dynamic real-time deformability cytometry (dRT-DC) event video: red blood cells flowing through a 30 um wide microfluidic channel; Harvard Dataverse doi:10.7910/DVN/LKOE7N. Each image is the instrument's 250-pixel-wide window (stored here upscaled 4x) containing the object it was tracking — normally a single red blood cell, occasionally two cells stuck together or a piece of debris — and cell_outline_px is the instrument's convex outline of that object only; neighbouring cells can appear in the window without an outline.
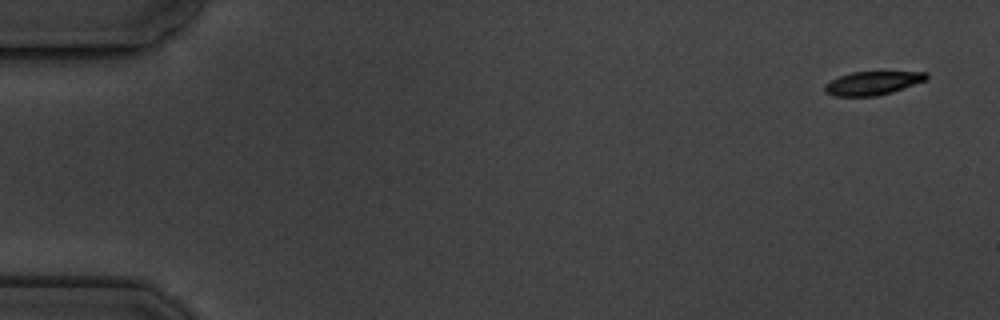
{"species": "common noctule bat (a hibernating species)", "species_latin": "Nyctalus noctula", "temperature_condition": "cold", "stored_images_in_passage": 11, "camera_frame_rate_fps": 3000, "um_per_image_px": 0.085, "animal": {"sex": "male", "body_mass_g": 19.5, "forearm_length_mm": 54.6}, "frame": {"image": 1, "passage_image": 1, "time_ms": 0.0, "image_size_px": [1000, 320], "cell_outline_px": [[928, 76], [924, 80], [892, 92], [876, 96], [836, 96], [824, 92], [824, 84], [840, 76], [852, 72], [928, 72]], "centroid_in_image_um": [74.12, 7.07], "position_along_channel_um": 10.9, "area_um2": 13.7}}
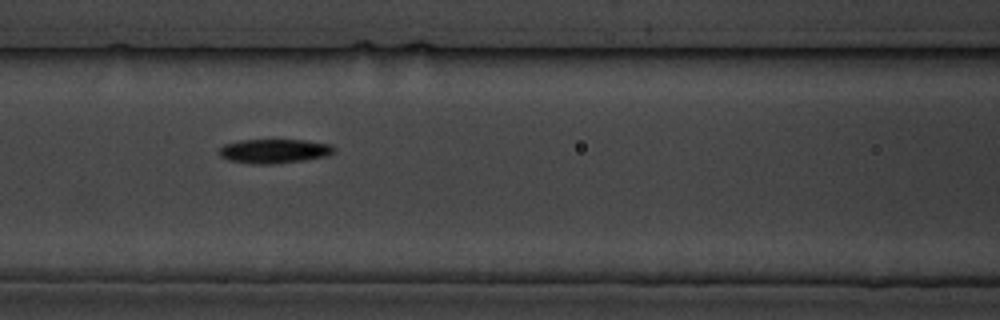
{"frame": {"image": 2, "passage_image": 7, "time_ms": 7.667, "image_size_px": [1000, 320], "cell_outline_px": [[336, 148], [328, 156], [304, 160], [276, 164], [252, 164], [228, 160], [220, 156], [220, 148], [224, 144], [240, 140], [304, 140], [332, 144]], "centroid_in_image_um": [23.32, 12.84], "position_along_channel_um": 143.3, "area_um2": 16.3}}
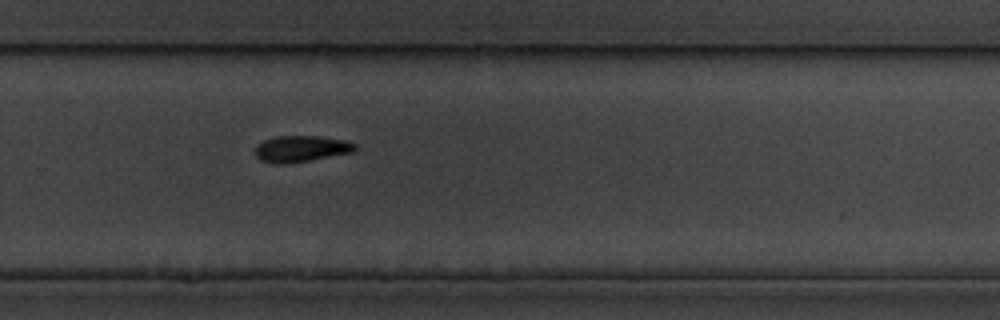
{"frame": {"image": 3, "passage_image": 11, "time_ms": 12.333, "image_size_px": [1000, 320], "cell_outline_px": [[356, 148], [352, 152], [308, 160], [284, 164], [276, 164], [260, 160], [256, 156], [256, 148], [264, 140], [276, 136], [320, 136], [348, 140], [356, 144]], "centroid_in_image_um": [25.61, 12.63], "position_along_channel_um": 304.2, "area_um2": 15.14}}